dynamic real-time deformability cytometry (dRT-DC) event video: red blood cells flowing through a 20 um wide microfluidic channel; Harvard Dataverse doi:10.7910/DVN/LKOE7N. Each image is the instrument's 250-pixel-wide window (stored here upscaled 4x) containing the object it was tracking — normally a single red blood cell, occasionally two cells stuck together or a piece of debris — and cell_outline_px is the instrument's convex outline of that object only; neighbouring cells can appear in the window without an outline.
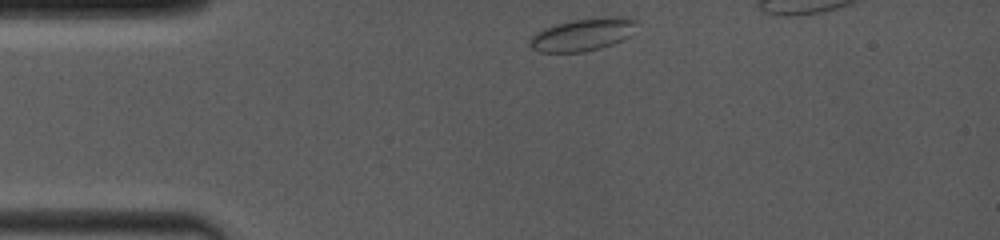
{"species": "common noctule bat (a hibernating species)", "species_latin": "Nyctalus noctula", "temperature_condition": "room temperature", "stored_images_in_passage": 27, "camera_frame_rate_fps": 4000, "um_per_image_px": 0.085, "animal": {"sex": "female", "body_mass_g": 19.0, "forearm_length_mm": 53.3}, "frame": {"image": 1, "passage_image": 1, "time_ms": 0.0, "image_size_px": [1000, 240], "cell_outline_px": [[636, 24], [628, 36], [612, 44], [600, 48], [584, 52], [540, 52], [532, 48], [528, 44], [528, 40], [536, 32], [544, 28], [556, 24], [576, 20], [604, 16], [612, 16], [636, 20]], "centroid_in_image_um": [49.46, 2.95], "position_along_channel_um": 35.5, "area_um2": 19.94}}
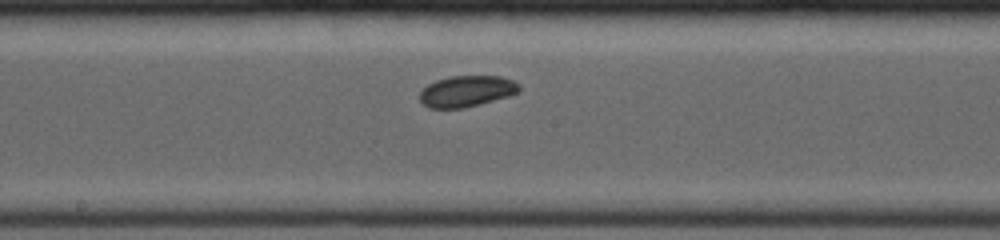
{"frame": {"image": 2, "passage_image": 13, "time_ms": 5.25, "image_size_px": [1000, 240], "cell_outline_px": [[520, 92], [508, 96], [464, 108], [428, 108], [420, 104], [420, 92], [428, 84], [436, 80], [452, 76], [500, 76], [512, 80], [520, 84]], "centroid_in_image_um": [39.65, 7.76], "position_along_channel_um": 208.5, "area_um2": 18.09}}
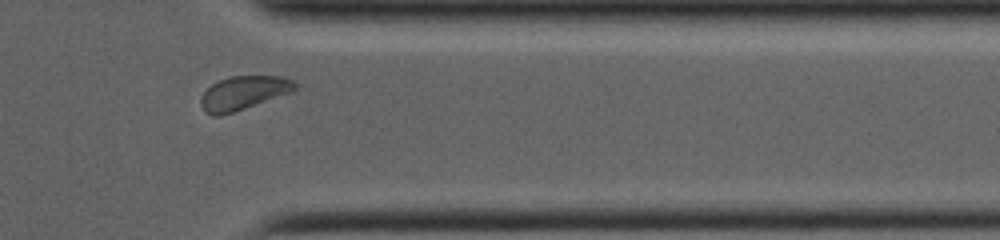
{"frame": {"image": 3, "passage_image": 23, "time_ms": 9.75, "image_size_px": [1000, 240], "cell_outline_px": [[296, 88], [292, 92], [220, 116], [212, 116], [204, 112], [200, 104], [200, 96], [212, 84], [220, 80], [232, 76], [280, 76], [292, 80], [296, 84]], "centroid_in_image_um": [20.66, 7.9], "position_along_channel_um": 390.7, "area_um2": 18.32}}